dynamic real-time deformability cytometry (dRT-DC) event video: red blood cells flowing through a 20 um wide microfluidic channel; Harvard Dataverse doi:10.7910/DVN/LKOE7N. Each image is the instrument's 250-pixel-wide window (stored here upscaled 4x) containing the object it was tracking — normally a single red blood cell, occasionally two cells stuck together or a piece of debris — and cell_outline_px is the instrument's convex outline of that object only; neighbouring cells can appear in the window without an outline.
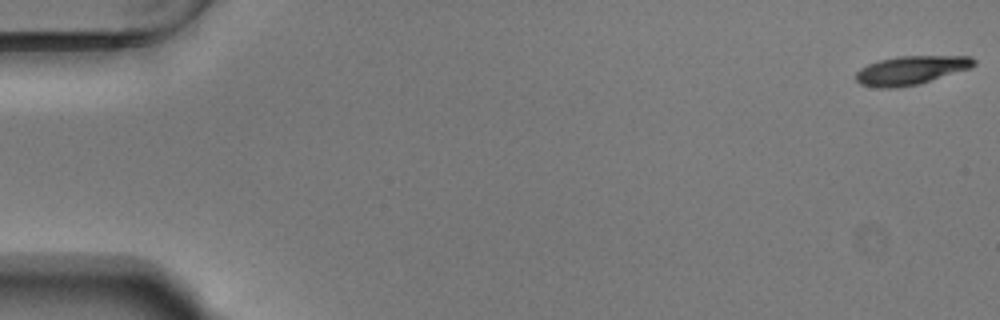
{"species": "Egyptian fruit bat (a non-hibernating species)", "species_latin": "Rousettus aegyptiacus", "temperature_condition": "warm", "stored_images_in_passage": 14, "camera_frame_rate_fps": 3000, "um_per_image_px": 0.085, "animal": {"sex": "male"}, "frame": {"image": 1, "passage_image": 1, "time_ms": 0.0, "image_size_px": [1000, 320], "cell_outline_px": [[976, 64], [968, 68], [920, 84], [896, 88], [876, 88], [860, 84], [856, 80], [856, 72], [860, 68], [868, 64], [880, 60], [896, 56], [972, 56], [976, 60]], "centroid_in_image_um": [77.4, 5.97], "position_along_channel_um": 7.6, "area_um2": 19.77}}